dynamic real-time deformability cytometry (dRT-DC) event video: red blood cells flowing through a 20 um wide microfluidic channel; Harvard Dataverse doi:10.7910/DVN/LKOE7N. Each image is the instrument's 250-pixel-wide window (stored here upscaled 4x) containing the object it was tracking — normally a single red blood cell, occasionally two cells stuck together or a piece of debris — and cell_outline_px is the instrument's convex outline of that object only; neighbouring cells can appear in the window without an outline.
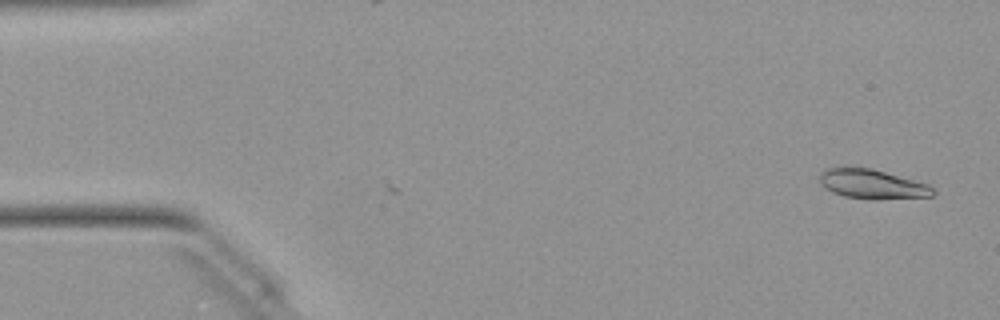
{"species": "Egyptian fruit bat (a non-hibernating species)", "species_latin": "Rousettus aegyptiacus", "temperature_condition": "warm", "stored_images_in_passage": 50, "camera_frame_rate_fps": 3000, "um_per_image_px": 0.085, "animal": {"sex": "female"}, "frame": {"image": 1, "passage_image": 2, "time_ms": 0.333, "image_size_px": [1000, 320], "cell_outline_px": [[936, 192], [932, 196], [876, 200], [872, 200], [844, 196], [832, 192], [824, 188], [820, 184], [820, 172], [828, 168], [872, 168], [928, 184]], "centroid_in_image_um": [74.13, 15.67], "position_along_channel_um": 10.9, "area_um2": 19.42}}
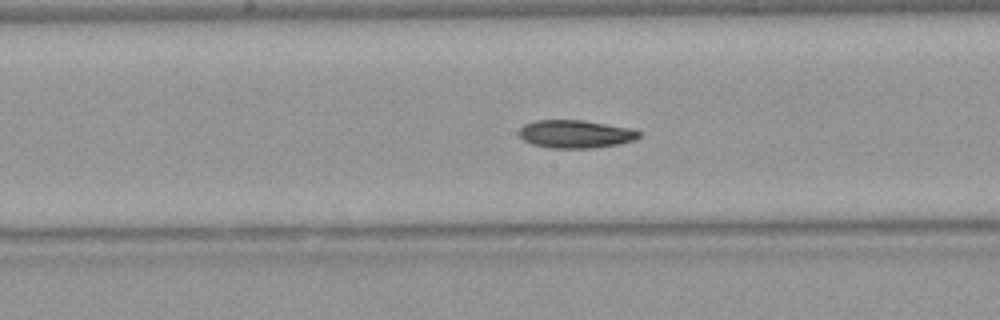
{"frame": {"image": 2, "passage_image": 25, "time_ms": 8.0, "image_size_px": [1000, 320], "cell_outline_px": [[640, 136], [632, 140], [620, 144], [596, 148], [548, 148], [532, 144], [524, 140], [520, 136], [520, 128], [524, 124], [536, 120], [584, 120], [628, 128], [640, 132]], "centroid_in_image_um": [48.89, 11.4], "position_along_channel_um": 199.3, "area_um2": 19.48}}
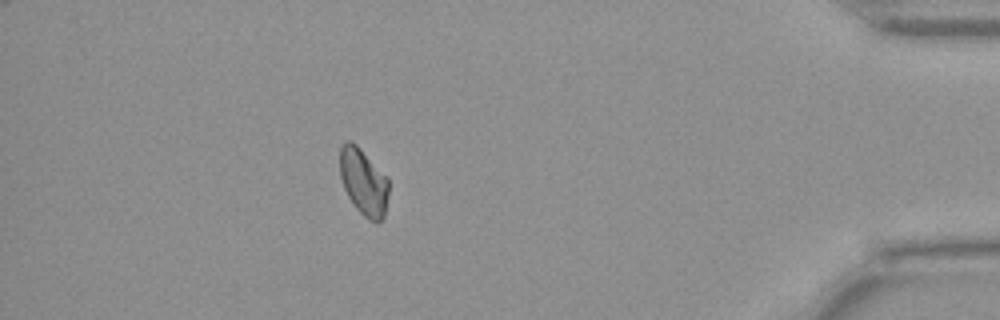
{"frame": {"image": 3, "passage_image": 44, "time_ms": 14.333, "image_size_px": [1000, 320], "cell_outline_px": [[388, 192], [384, 216], [376, 224], [368, 220], [356, 208], [348, 196], [344, 188], [340, 176], [340, 148], [348, 140], [352, 140], [388, 176]], "centroid_in_image_um": [30.91, 15.46], "position_along_channel_um": 404.3, "area_um2": 19.02}, "authors_computed_cell_mechanics": {"area_um2": 19.4208, "velocity_mm_per_s": 4.0506, "shape_relaxation_time_tau1_ms": 5.3424, "shape_relaxation_time_tau2_ms": 10.0701, "deformation_change_tau1": 0.134, "deformation_change_tau2": 0.1599}}